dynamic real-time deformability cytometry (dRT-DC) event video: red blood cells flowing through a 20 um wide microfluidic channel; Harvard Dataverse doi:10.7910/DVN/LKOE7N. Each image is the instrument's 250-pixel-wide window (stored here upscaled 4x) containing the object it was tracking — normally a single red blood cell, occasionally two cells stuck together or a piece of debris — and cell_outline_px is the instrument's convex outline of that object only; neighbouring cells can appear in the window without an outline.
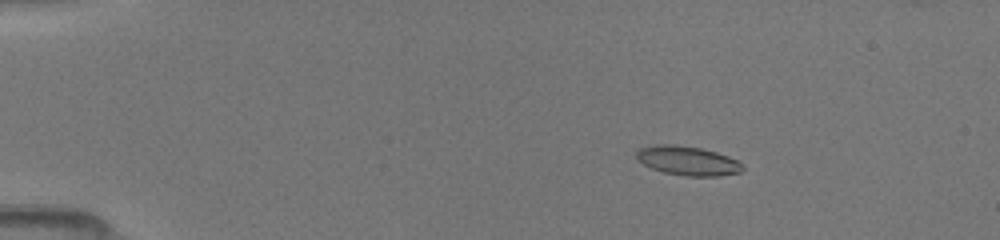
{"species": "common noctule bat (a hibernating species)", "species_latin": "Nyctalus noctula", "temperature_condition": "room temperature", "stored_images_in_passage": 13, "camera_frame_rate_fps": 3000, "um_per_image_px": 0.085, "animal": {"sex": "female", "body_mass_g": 19.5, "forearm_length_mm": 54.1}, "frame": {"image": 1, "passage_image": 6, "time_ms": 2.667, "image_size_px": [1000, 240], "cell_outline_px": [[744, 168], [740, 172], [720, 176], [684, 176], [664, 172], [652, 168], [636, 160], [636, 152], [640, 148], [656, 144], [676, 144], [700, 148], [716, 152], [728, 156], [736, 160]], "centroid_in_image_um": [58.42, 13.66], "position_along_channel_um": 26.6, "area_um2": 18.03}}
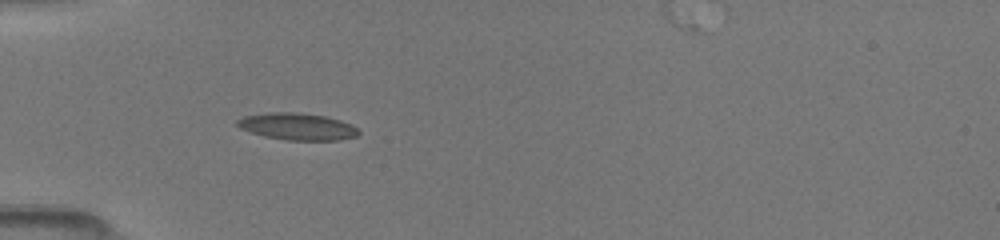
{"frame": {"image": 2, "passage_image": 11, "time_ms": 5.333, "image_size_px": [1000, 240], "cell_outline_px": [[360, 132], [356, 136], [336, 140], [288, 140], [264, 136], [240, 128], [236, 124], [236, 120], [244, 116], [268, 112], [300, 112], [324, 116], [340, 120], [352, 124]], "centroid_in_image_um": [25.26, 10.74], "position_along_channel_um": 59.7, "area_um2": 18.96}}
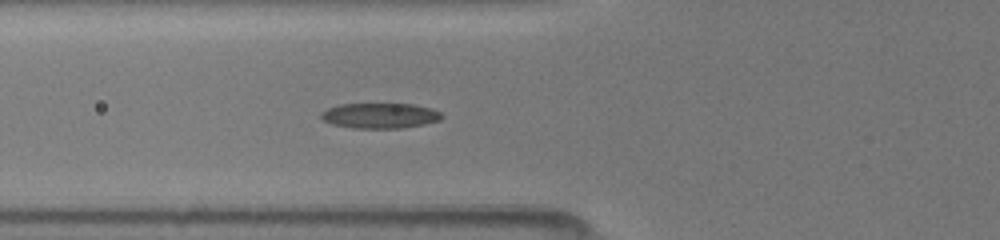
{"frame": {"image": 3, "passage_image": 13, "time_ms": 6.333, "image_size_px": [1000, 240], "cell_outline_px": [[444, 116], [440, 120], [424, 124], [400, 128], [352, 128], [332, 124], [324, 120], [320, 116], [320, 112], [328, 108], [340, 104], [412, 104], [432, 108], [440, 112]], "centroid_in_image_um": [32.3, 9.83], "position_along_channel_um": 93.5, "area_um2": 17.8}}